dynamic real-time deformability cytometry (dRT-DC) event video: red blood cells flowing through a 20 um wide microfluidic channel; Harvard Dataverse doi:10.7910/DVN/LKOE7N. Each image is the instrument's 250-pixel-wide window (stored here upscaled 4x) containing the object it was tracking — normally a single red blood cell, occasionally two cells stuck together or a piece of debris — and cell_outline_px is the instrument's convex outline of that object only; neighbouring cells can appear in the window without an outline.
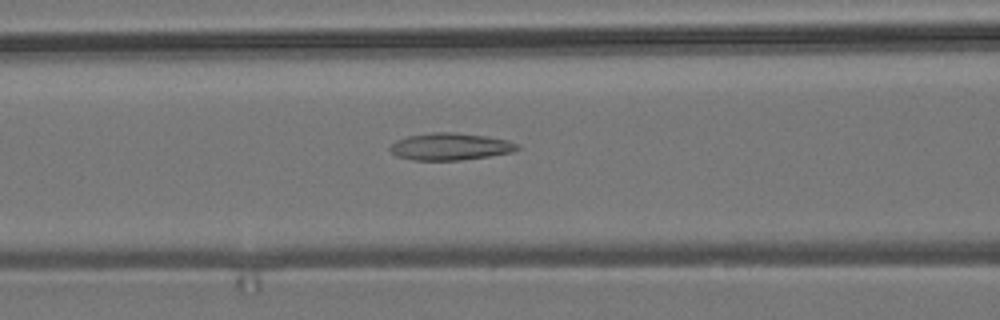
{"species": "common noctule bat (a hibernating species)", "species_latin": "Nyctalus noctula", "temperature_condition": "room temperature", "stored_images_in_passage": 41, "camera_frame_rate_fps": 3000, "um_per_image_px": 0.085, "animal": {"sex": "male", "body_mass_g": 19.2, "forearm_length_mm": 51.8}, "frame": {"image": 1, "passage_image": 18, "time_ms": 5.667, "image_size_px": [1000, 320], "cell_outline_px": [[520, 148], [512, 152], [488, 156], [460, 160], [412, 160], [396, 156], [388, 148], [396, 140], [408, 136], [432, 132], [452, 132], [488, 136], [508, 140], [520, 144]], "centroid_in_image_um": [38.28, 12.45], "position_along_channel_um": 128.3, "area_um2": 20.17}}
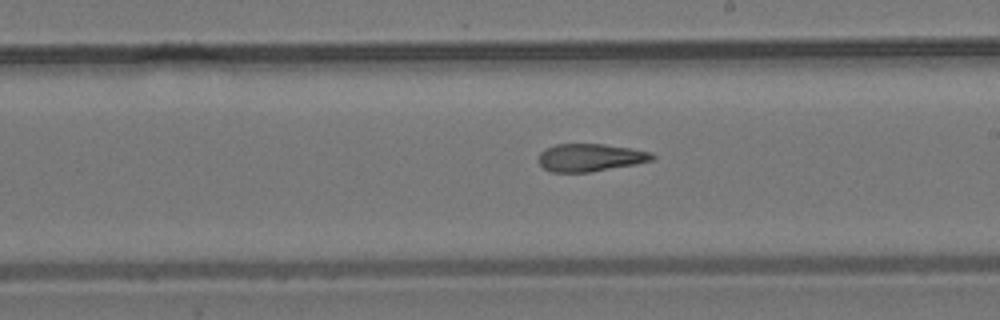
{"frame": {"image": 2, "passage_image": 27, "time_ms": 8.667, "image_size_px": [1000, 320], "cell_outline_px": [[656, 156], [652, 160], [636, 164], [588, 172], [552, 172], [544, 168], [540, 164], [540, 152], [556, 144], [604, 144], [652, 152]], "centroid_in_image_um": [50.19, 13.39], "position_along_channel_um": 238.8, "area_um2": 18.09}}
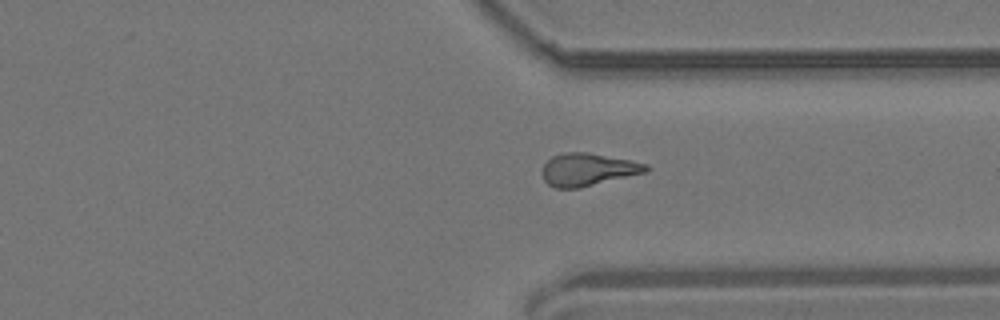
{"frame": {"image": 3, "passage_image": 37, "time_ms": 12.0, "image_size_px": [1000, 320], "cell_outline_px": [[648, 172], [580, 188], [556, 188], [548, 184], [544, 180], [544, 164], [552, 156], [564, 152], [588, 152], [632, 160], [648, 164]], "centroid_in_image_um": [50.01, 14.4], "position_along_channel_um": 361.4, "area_um2": 19.77}}